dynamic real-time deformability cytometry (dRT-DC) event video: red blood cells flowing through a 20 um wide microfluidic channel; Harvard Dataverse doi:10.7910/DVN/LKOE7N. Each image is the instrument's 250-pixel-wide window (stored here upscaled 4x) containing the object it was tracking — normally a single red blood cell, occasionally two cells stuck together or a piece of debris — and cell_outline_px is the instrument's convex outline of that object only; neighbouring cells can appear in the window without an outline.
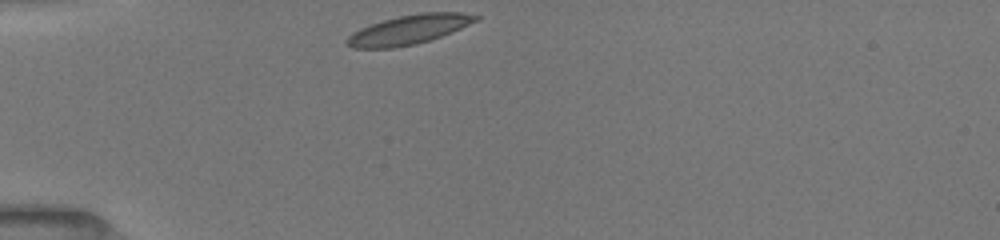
{"species": "common noctule bat (a hibernating species)", "species_latin": "Nyctalus noctula", "temperature_condition": "room temperature", "stored_images_in_passage": 32, "camera_frame_rate_fps": 3000, "um_per_image_px": 0.085, "animal": {"sex": "female", "body_mass_g": 19.5, "forearm_length_mm": 54.1}, "frame": {"image": 1, "passage_image": 1, "time_ms": 0.0, "image_size_px": [1000, 240], "cell_outline_px": [[480, 20], [452, 32], [416, 44], [392, 48], [352, 48], [344, 40], [352, 32], [360, 28], [384, 20], [400, 16], [420, 12], [460, 12], [480, 16]], "centroid_in_image_um": [34.77, 2.51], "position_along_channel_um": 50.2, "area_um2": 21.96}}
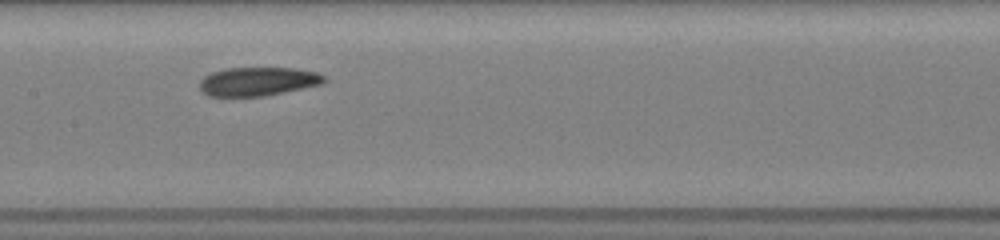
{"frame": {"image": 2, "passage_image": 13, "time_ms": 4.0, "image_size_px": [1000, 240], "cell_outline_px": [[328, 80], [324, 84], [264, 96], [208, 96], [200, 92], [200, 80], [204, 76], [212, 72], [224, 68], [296, 68], [316, 72], [324, 76]], "centroid_in_image_um": [21.93, 6.92], "position_along_channel_um": 185.5, "area_um2": 21.04}}
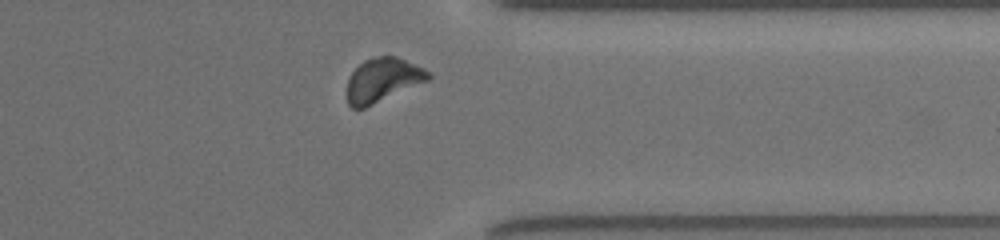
{"frame": {"image": 3, "passage_image": 28, "time_ms": 9.0, "image_size_px": [1000, 240], "cell_outline_px": [[432, 76], [428, 80], [364, 108], [352, 108], [348, 104], [348, 76], [364, 60], [376, 56], [396, 56], [424, 68], [432, 72]], "centroid_in_image_um": [32.54, 6.78], "position_along_channel_um": 378.9, "area_um2": 20.58}, "authors_computed_cell_mechanics": {"area_um2": 21.1259, "velocity_mm_per_s": 3.9282, "shape_relaxation_time_tau1_ms": 3.1795, "shape_relaxation_time_tau2_ms": 4.7552, "deformation_change_tau1": 0.1194, "deformation_change_tau2": 0.0834}}